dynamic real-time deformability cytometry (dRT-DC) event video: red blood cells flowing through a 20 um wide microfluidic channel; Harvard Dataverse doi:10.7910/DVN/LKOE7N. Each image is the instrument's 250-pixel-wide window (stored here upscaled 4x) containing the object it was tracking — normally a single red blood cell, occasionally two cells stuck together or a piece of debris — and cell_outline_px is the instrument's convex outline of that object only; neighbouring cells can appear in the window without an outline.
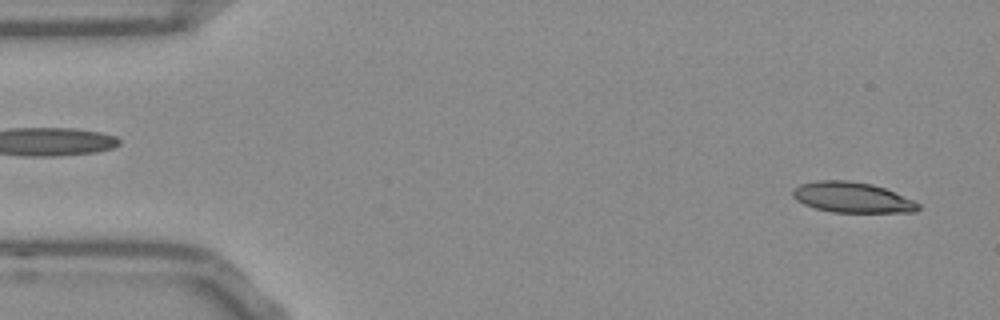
{"species": "Egyptian fruit bat (a non-hibernating species)", "species_latin": "Rousettus aegyptiacus", "temperature_condition": "room temperature", "stored_images_in_passage": 53, "segment_of_instrument_passage": [1, 2], "camera_frame_rate_fps": 3000, "um_per_image_px": 0.085, "frame": {"image": 1, "passage_image": 2, "time_ms": 0.333, "image_size_px": [1000, 320], "cell_outline_px": [[920, 208], [916, 212], [832, 212], [816, 208], [804, 204], [796, 200], [792, 196], [792, 192], [800, 184], [820, 180], [848, 180], [872, 184], [884, 188], [912, 200], [920, 204]], "centroid_in_image_um": [72.43, 16.78], "position_along_channel_um": 12.6, "area_um2": 22.08}}
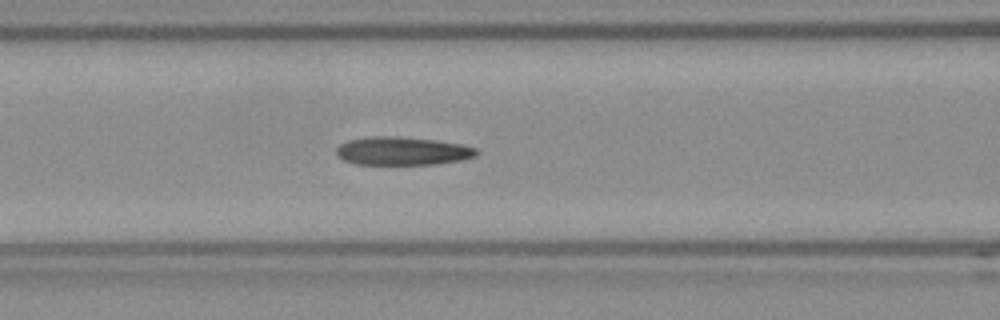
{"frame": {"image": 2, "passage_image": 20, "time_ms": 6.333, "image_size_px": [1000, 320], "cell_outline_px": [[480, 152], [476, 156], [464, 160], [436, 164], [356, 164], [344, 160], [336, 156], [336, 148], [340, 144], [348, 140], [372, 136], [384, 136], [436, 140], [460, 144], [476, 148]], "centroid_in_image_um": [34.21, 12.84], "position_along_channel_um": 132.4, "area_um2": 23.06}}
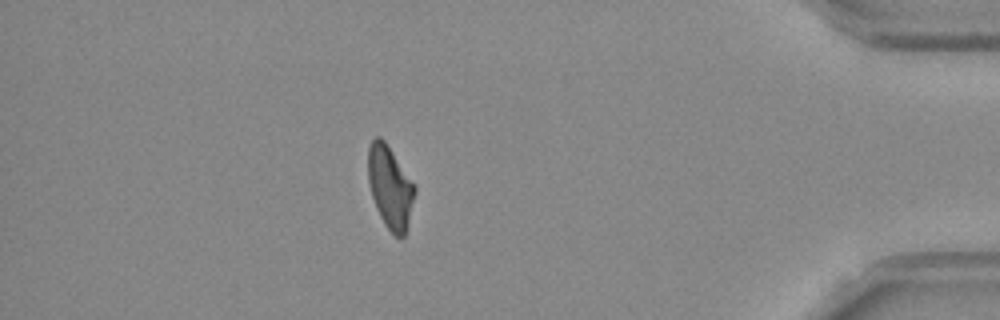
{"frame": {"image": 3, "passage_image": 45, "time_ms": 14.667, "image_size_px": [1000, 320], "cell_outline_px": [[416, 192], [408, 224], [404, 236], [400, 240], [384, 224], [380, 216], [372, 196], [368, 180], [368, 148], [372, 140], [376, 136], [380, 136], [384, 140], [416, 188]], "centroid_in_image_um": [33.15, 15.93], "position_along_channel_um": 402.0, "area_um2": 22.08}}